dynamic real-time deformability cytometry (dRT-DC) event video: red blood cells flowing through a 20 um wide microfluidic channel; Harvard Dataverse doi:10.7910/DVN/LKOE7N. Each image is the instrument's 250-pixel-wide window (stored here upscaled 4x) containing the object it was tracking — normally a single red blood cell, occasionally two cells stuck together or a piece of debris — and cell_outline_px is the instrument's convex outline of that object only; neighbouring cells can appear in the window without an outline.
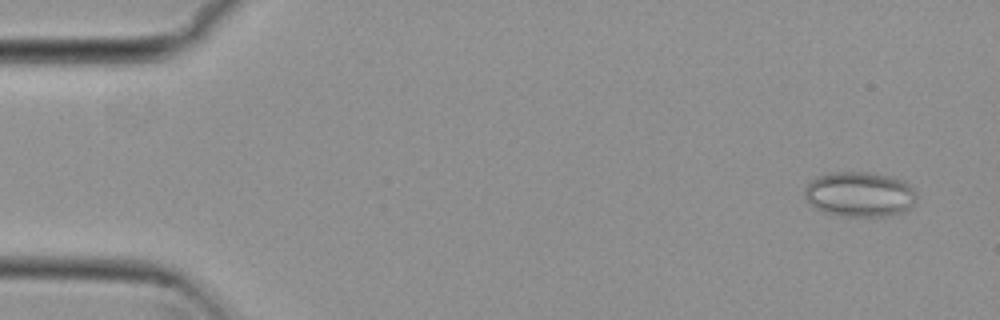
{"species": "common noctule bat (a hibernating species)", "species_latin": "Nyctalus noctula", "temperature_condition": "cold", "stored_images_in_passage": 53, "camera_frame_rate_fps": 3000, "um_per_image_px": 0.085, "animal": {"sex": "female", "body_mass_g": 29.2, "forearm_length_mm": 56.3}, "frame": {"image": 1, "passage_image": 2, "time_ms": 0.333, "image_size_px": [1000, 320], "cell_outline_px": [[916, 200], [908, 208], [900, 212], [888, 216], [840, 216], [824, 212], [816, 208], [804, 196], [804, 188], [812, 180], [820, 176], [832, 172], [868, 172], [892, 176], [904, 180], [916, 192]], "centroid_in_image_um": [73.08, 16.51], "position_along_channel_um": 11.9, "area_um2": 29.3}}
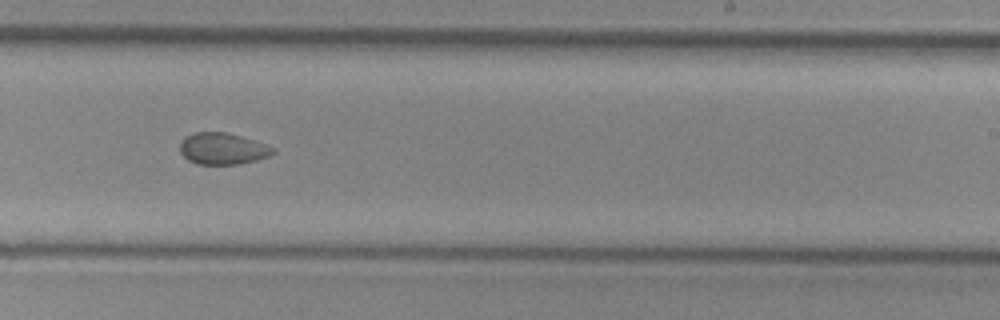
{"frame": {"image": 2, "passage_image": 32, "time_ms": 10.333, "image_size_px": [1000, 320], "cell_outline_px": [[276, 152], [268, 156], [256, 160], [236, 164], [196, 164], [188, 160], [180, 152], [180, 144], [184, 136], [196, 132], [224, 132], [256, 140], [276, 148]], "centroid_in_image_um": [18.93, 12.63], "position_along_channel_um": 270.1, "area_um2": 17.17}}
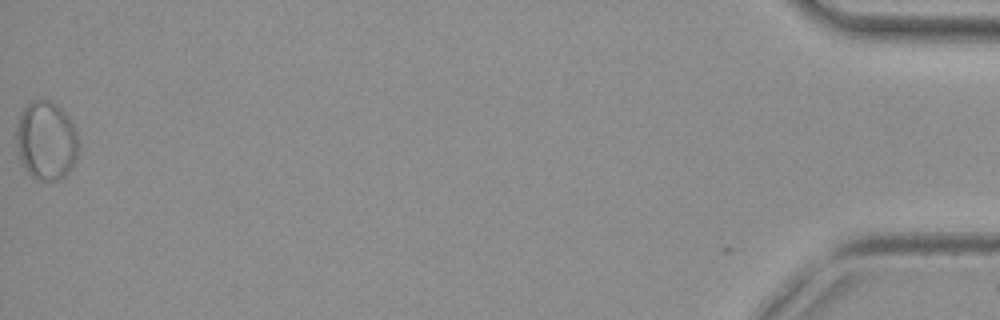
{"frame": {"image": 3, "passage_image": 53, "time_ms": 17.333, "image_size_px": [1000, 320], "cell_outline_px": [[76, 156], [72, 168], [60, 180], [36, 180], [20, 164], [16, 144], [16, 128], [20, 112], [32, 100], [52, 100], [68, 116], [76, 132]], "centroid_in_image_um": [3.88, 11.96], "position_along_channel_um": 431.3, "area_um2": 28.55}, "authors_computed_cell_mechanics": {"area_um2": 19.5364, "velocity_mm_per_s": 3.8097, "shape_relaxation_time_tau1_ms": null, "shape_relaxation_time_tau2_ms": 3.3538, "deformation_change_tau1": null, "deformation_change_tau2": 0.0598}}